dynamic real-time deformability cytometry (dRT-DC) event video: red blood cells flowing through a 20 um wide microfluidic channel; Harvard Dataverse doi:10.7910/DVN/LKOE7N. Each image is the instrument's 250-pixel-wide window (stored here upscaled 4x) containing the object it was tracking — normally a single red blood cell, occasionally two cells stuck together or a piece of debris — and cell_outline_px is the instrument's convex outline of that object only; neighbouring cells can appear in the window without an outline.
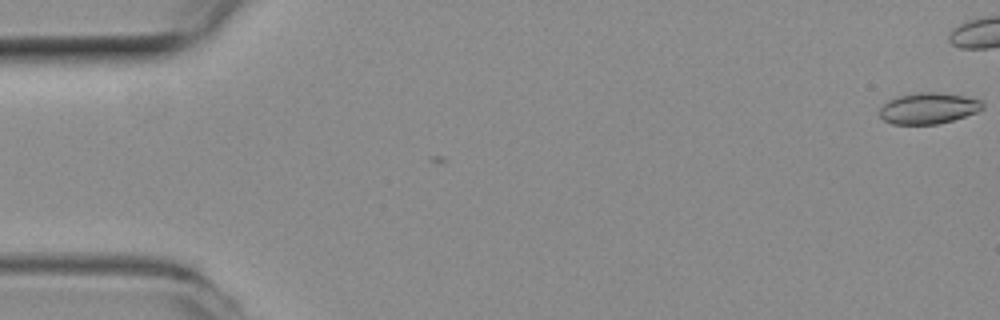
{"species": "common noctule bat (a hibernating species)", "species_latin": "Nyctalus noctula", "temperature_condition": "room temperature", "stored_images_in_passage": 12, "camera_frame_rate_fps": 3000, "um_per_image_px": 0.085, "animal": {"sex": "female", "body_mass_g": 19.3, "forearm_length_mm": 54.1}, "frame": {"image": 1, "passage_image": 1, "time_ms": 0.0, "image_size_px": [1000, 320], "cell_outline_px": [[984, 108], [976, 112], [952, 120], [936, 124], [892, 124], [884, 120], [880, 116], [880, 108], [888, 100], [896, 96], [920, 92], [936, 92], [964, 96], [980, 100], [984, 104]], "centroid_in_image_um": [78.9, 9.2], "position_along_channel_um": 6.1, "area_um2": 18.55}}